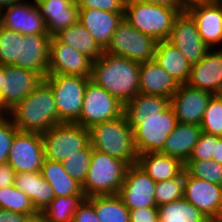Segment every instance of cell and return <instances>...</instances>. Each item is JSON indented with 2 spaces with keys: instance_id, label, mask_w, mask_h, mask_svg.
I'll return each mask as SVG.
<instances>
[{
  "instance_id": "obj_29",
  "label": "cell",
  "mask_w": 222,
  "mask_h": 222,
  "mask_svg": "<svg viewBox=\"0 0 222 222\" xmlns=\"http://www.w3.org/2000/svg\"><path fill=\"white\" fill-rule=\"evenodd\" d=\"M40 172L53 188L55 197L84 194L81 184L65 171L62 162L45 158Z\"/></svg>"
},
{
  "instance_id": "obj_22",
  "label": "cell",
  "mask_w": 222,
  "mask_h": 222,
  "mask_svg": "<svg viewBox=\"0 0 222 222\" xmlns=\"http://www.w3.org/2000/svg\"><path fill=\"white\" fill-rule=\"evenodd\" d=\"M123 19L124 13L96 9L78 11V21L89 31L103 51L109 46L113 33Z\"/></svg>"
},
{
  "instance_id": "obj_8",
  "label": "cell",
  "mask_w": 222,
  "mask_h": 222,
  "mask_svg": "<svg viewBox=\"0 0 222 222\" xmlns=\"http://www.w3.org/2000/svg\"><path fill=\"white\" fill-rule=\"evenodd\" d=\"M45 158L62 162L90 144V131L76 123H60L42 133Z\"/></svg>"
},
{
  "instance_id": "obj_46",
  "label": "cell",
  "mask_w": 222,
  "mask_h": 222,
  "mask_svg": "<svg viewBox=\"0 0 222 222\" xmlns=\"http://www.w3.org/2000/svg\"><path fill=\"white\" fill-rule=\"evenodd\" d=\"M15 175V170L8 163L0 164V188L13 185Z\"/></svg>"
},
{
  "instance_id": "obj_30",
  "label": "cell",
  "mask_w": 222,
  "mask_h": 222,
  "mask_svg": "<svg viewBox=\"0 0 222 222\" xmlns=\"http://www.w3.org/2000/svg\"><path fill=\"white\" fill-rule=\"evenodd\" d=\"M62 43H65L75 50L85 54L93 61L102 56L104 51L96 43L89 31L77 21L55 35Z\"/></svg>"
},
{
  "instance_id": "obj_26",
  "label": "cell",
  "mask_w": 222,
  "mask_h": 222,
  "mask_svg": "<svg viewBox=\"0 0 222 222\" xmlns=\"http://www.w3.org/2000/svg\"><path fill=\"white\" fill-rule=\"evenodd\" d=\"M14 185L31 199L39 214L55 198L53 188L45 181L40 171L17 173Z\"/></svg>"
},
{
  "instance_id": "obj_49",
  "label": "cell",
  "mask_w": 222,
  "mask_h": 222,
  "mask_svg": "<svg viewBox=\"0 0 222 222\" xmlns=\"http://www.w3.org/2000/svg\"><path fill=\"white\" fill-rule=\"evenodd\" d=\"M144 3H150V4H157V5H163L170 8H180L175 0H137Z\"/></svg>"
},
{
  "instance_id": "obj_24",
  "label": "cell",
  "mask_w": 222,
  "mask_h": 222,
  "mask_svg": "<svg viewBox=\"0 0 222 222\" xmlns=\"http://www.w3.org/2000/svg\"><path fill=\"white\" fill-rule=\"evenodd\" d=\"M180 84L156 61L140 62L139 92L171 99Z\"/></svg>"
},
{
  "instance_id": "obj_55",
  "label": "cell",
  "mask_w": 222,
  "mask_h": 222,
  "mask_svg": "<svg viewBox=\"0 0 222 222\" xmlns=\"http://www.w3.org/2000/svg\"><path fill=\"white\" fill-rule=\"evenodd\" d=\"M218 2V4L220 5V7L222 8V0H216Z\"/></svg>"
},
{
  "instance_id": "obj_44",
  "label": "cell",
  "mask_w": 222,
  "mask_h": 222,
  "mask_svg": "<svg viewBox=\"0 0 222 222\" xmlns=\"http://www.w3.org/2000/svg\"><path fill=\"white\" fill-rule=\"evenodd\" d=\"M130 222H159L157 207L129 209Z\"/></svg>"
},
{
  "instance_id": "obj_39",
  "label": "cell",
  "mask_w": 222,
  "mask_h": 222,
  "mask_svg": "<svg viewBox=\"0 0 222 222\" xmlns=\"http://www.w3.org/2000/svg\"><path fill=\"white\" fill-rule=\"evenodd\" d=\"M92 150L93 148L89 144L85 149L77 151V154L62 161L65 171L81 185L89 169Z\"/></svg>"
},
{
  "instance_id": "obj_11",
  "label": "cell",
  "mask_w": 222,
  "mask_h": 222,
  "mask_svg": "<svg viewBox=\"0 0 222 222\" xmlns=\"http://www.w3.org/2000/svg\"><path fill=\"white\" fill-rule=\"evenodd\" d=\"M44 159L42 134L18 130L12 141L7 162L15 173L41 171Z\"/></svg>"
},
{
  "instance_id": "obj_13",
  "label": "cell",
  "mask_w": 222,
  "mask_h": 222,
  "mask_svg": "<svg viewBox=\"0 0 222 222\" xmlns=\"http://www.w3.org/2000/svg\"><path fill=\"white\" fill-rule=\"evenodd\" d=\"M93 60L52 36L49 45L48 75L91 78Z\"/></svg>"
},
{
  "instance_id": "obj_48",
  "label": "cell",
  "mask_w": 222,
  "mask_h": 222,
  "mask_svg": "<svg viewBox=\"0 0 222 222\" xmlns=\"http://www.w3.org/2000/svg\"><path fill=\"white\" fill-rule=\"evenodd\" d=\"M176 4L183 10L187 11L189 8L199 5L201 3H205L211 0H175Z\"/></svg>"
},
{
  "instance_id": "obj_45",
  "label": "cell",
  "mask_w": 222,
  "mask_h": 222,
  "mask_svg": "<svg viewBox=\"0 0 222 222\" xmlns=\"http://www.w3.org/2000/svg\"><path fill=\"white\" fill-rule=\"evenodd\" d=\"M72 222H100L93 205L85 199L74 213Z\"/></svg>"
},
{
  "instance_id": "obj_6",
  "label": "cell",
  "mask_w": 222,
  "mask_h": 222,
  "mask_svg": "<svg viewBox=\"0 0 222 222\" xmlns=\"http://www.w3.org/2000/svg\"><path fill=\"white\" fill-rule=\"evenodd\" d=\"M127 119L133 129L134 144L138 155L160 153L168 136L178 123L171 105L158 116L127 117Z\"/></svg>"
},
{
  "instance_id": "obj_51",
  "label": "cell",
  "mask_w": 222,
  "mask_h": 222,
  "mask_svg": "<svg viewBox=\"0 0 222 222\" xmlns=\"http://www.w3.org/2000/svg\"><path fill=\"white\" fill-rule=\"evenodd\" d=\"M21 1H23V0H0V11L8 8L9 6H11L15 3H19Z\"/></svg>"
},
{
  "instance_id": "obj_3",
  "label": "cell",
  "mask_w": 222,
  "mask_h": 222,
  "mask_svg": "<svg viewBox=\"0 0 222 222\" xmlns=\"http://www.w3.org/2000/svg\"><path fill=\"white\" fill-rule=\"evenodd\" d=\"M90 145L94 150L124 161L128 166L137 163L133 129L126 115L96 124L90 129Z\"/></svg>"
},
{
  "instance_id": "obj_43",
  "label": "cell",
  "mask_w": 222,
  "mask_h": 222,
  "mask_svg": "<svg viewBox=\"0 0 222 222\" xmlns=\"http://www.w3.org/2000/svg\"><path fill=\"white\" fill-rule=\"evenodd\" d=\"M78 10L96 9L124 13L126 0H75Z\"/></svg>"
},
{
  "instance_id": "obj_47",
  "label": "cell",
  "mask_w": 222,
  "mask_h": 222,
  "mask_svg": "<svg viewBox=\"0 0 222 222\" xmlns=\"http://www.w3.org/2000/svg\"><path fill=\"white\" fill-rule=\"evenodd\" d=\"M29 216L0 208V222H28Z\"/></svg>"
},
{
  "instance_id": "obj_21",
  "label": "cell",
  "mask_w": 222,
  "mask_h": 222,
  "mask_svg": "<svg viewBox=\"0 0 222 222\" xmlns=\"http://www.w3.org/2000/svg\"><path fill=\"white\" fill-rule=\"evenodd\" d=\"M187 12L195 20L203 42L210 49L222 44V8L216 0L195 5Z\"/></svg>"
},
{
  "instance_id": "obj_1",
  "label": "cell",
  "mask_w": 222,
  "mask_h": 222,
  "mask_svg": "<svg viewBox=\"0 0 222 222\" xmlns=\"http://www.w3.org/2000/svg\"><path fill=\"white\" fill-rule=\"evenodd\" d=\"M140 62L108 53L93 61L91 80L122 105L139 93Z\"/></svg>"
},
{
  "instance_id": "obj_27",
  "label": "cell",
  "mask_w": 222,
  "mask_h": 222,
  "mask_svg": "<svg viewBox=\"0 0 222 222\" xmlns=\"http://www.w3.org/2000/svg\"><path fill=\"white\" fill-rule=\"evenodd\" d=\"M137 164L157 183L178 177L184 164L177 158L162 153H144L138 156Z\"/></svg>"
},
{
  "instance_id": "obj_16",
  "label": "cell",
  "mask_w": 222,
  "mask_h": 222,
  "mask_svg": "<svg viewBox=\"0 0 222 222\" xmlns=\"http://www.w3.org/2000/svg\"><path fill=\"white\" fill-rule=\"evenodd\" d=\"M156 182L136 163L128 166L118 195L128 209L157 207Z\"/></svg>"
},
{
  "instance_id": "obj_17",
  "label": "cell",
  "mask_w": 222,
  "mask_h": 222,
  "mask_svg": "<svg viewBox=\"0 0 222 222\" xmlns=\"http://www.w3.org/2000/svg\"><path fill=\"white\" fill-rule=\"evenodd\" d=\"M0 25L22 35L48 34L35 0L30 3L23 0L1 10Z\"/></svg>"
},
{
  "instance_id": "obj_38",
  "label": "cell",
  "mask_w": 222,
  "mask_h": 222,
  "mask_svg": "<svg viewBox=\"0 0 222 222\" xmlns=\"http://www.w3.org/2000/svg\"><path fill=\"white\" fill-rule=\"evenodd\" d=\"M185 170L176 178L157 182L155 202L157 207L184 197Z\"/></svg>"
},
{
  "instance_id": "obj_23",
  "label": "cell",
  "mask_w": 222,
  "mask_h": 222,
  "mask_svg": "<svg viewBox=\"0 0 222 222\" xmlns=\"http://www.w3.org/2000/svg\"><path fill=\"white\" fill-rule=\"evenodd\" d=\"M52 37L78 21V6L75 0H35Z\"/></svg>"
},
{
  "instance_id": "obj_42",
  "label": "cell",
  "mask_w": 222,
  "mask_h": 222,
  "mask_svg": "<svg viewBox=\"0 0 222 222\" xmlns=\"http://www.w3.org/2000/svg\"><path fill=\"white\" fill-rule=\"evenodd\" d=\"M220 138L202 132L188 160H211L212 156H215V143H218Z\"/></svg>"
},
{
  "instance_id": "obj_20",
  "label": "cell",
  "mask_w": 222,
  "mask_h": 222,
  "mask_svg": "<svg viewBox=\"0 0 222 222\" xmlns=\"http://www.w3.org/2000/svg\"><path fill=\"white\" fill-rule=\"evenodd\" d=\"M49 34H21L20 59L14 66L38 73L43 79L48 75Z\"/></svg>"
},
{
  "instance_id": "obj_33",
  "label": "cell",
  "mask_w": 222,
  "mask_h": 222,
  "mask_svg": "<svg viewBox=\"0 0 222 222\" xmlns=\"http://www.w3.org/2000/svg\"><path fill=\"white\" fill-rule=\"evenodd\" d=\"M157 208L159 222H210L193 204L184 198Z\"/></svg>"
},
{
  "instance_id": "obj_28",
  "label": "cell",
  "mask_w": 222,
  "mask_h": 222,
  "mask_svg": "<svg viewBox=\"0 0 222 222\" xmlns=\"http://www.w3.org/2000/svg\"><path fill=\"white\" fill-rule=\"evenodd\" d=\"M154 60L180 85L186 84L192 65L171 42L163 40L157 43Z\"/></svg>"
},
{
  "instance_id": "obj_34",
  "label": "cell",
  "mask_w": 222,
  "mask_h": 222,
  "mask_svg": "<svg viewBox=\"0 0 222 222\" xmlns=\"http://www.w3.org/2000/svg\"><path fill=\"white\" fill-rule=\"evenodd\" d=\"M169 105V98L139 92L124 106V114L126 117L158 116Z\"/></svg>"
},
{
  "instance_id": "obj_52",
  "label": "cell",
  "mask_w": 222,
  "mask_h": 222,
  "mask_svg": "<svg viewBox=\"0 0 222 222\" xmlns=\"http://www.w3.org/2000/svg\"><path fill=\"white\" fill-rule=\"evenodd\" d=\"M4 81H5L4 66H1V65H0V93H1L2 86H3Z\"/></svg>"
},
{
  "instance_id": "obj_4",
  "label": "cell",
  "mask_w": 222,
  "mask_h": 222,
  "mask_svg": "<svg viewBox=\"0 0 222 222\" xmlns=\"http://www.w3.org/2000/svg\"><path fill=\"white\" fill-rule=\"evenodd\" d=\"M182 11L181 8L126 0L124 19L141 33L159 42L169 38L174 20Z\"/></svg>"
},
{
  "instance_id": "obj_54",
  "label": "cell",
  "mask_w": 222,
  "mask_h": 222,
  "mask_svg": "<svg viewBox=\"0 0 222 222\" xmlns=\"http://www.w3.org/2000/svg\"><path fill=\"white\" fill-rule=\"evenodd\" d=\"M215 96L220 100V102L222 104V91L216 93Z\"/></svg>"
},
{
  "instance_id": "obj_32",
  "label": "cell",
  "mask_w": 222,
  "mask_h": 222,
  "mask_svg": "<svg viewBox=\"0 0 222 222\" xmlns=\"http://www.w3.org/2000/svg\"><path fill=\"white\" fill-rule=\"evenodd\" d=\"M85 199V194L55 197L40 216L45 222H72L74 213Z\"/></svg>"
},
{
  "instance_id": "obj_9",
  "label": "cell",
  "mask_w": 222,
  "mask_h": 222,
  "mask_svg": "<svg viewBox=\"0 0 222 222\" xmlns=\"http://www.w3.org/2000/svg\"><path fill=\"white\" fill-rule=\"evenodd\" d=\"M157 43L154 38L141 33L123 19L104 52L133 61L146 62L154 59Z\"/></svg>"
},
{
  "instance_id": "obj_41",
  "label": "cell",
  "mask_w": 222,
  "mask_h": 222,
  "mask_svg": "<svg viewBox=\"0 0 222 222\" xmlns=\"http://www.w3.org/2000/svg\"><path fill=\"white\" fill-rule=\"evenodd\" d=\"M17 131L10 117L0 113V164L8 162L10 147Z\"/></svg>"
},
{
  "instance_id": "obj_15",
  "label": "cell",
  "mask_w": 222,
  "mask_h": 222,
  "mask_svg": "<svg viewBox=\"0 0 222 222\" xmlns=\"http://www.w3.org/2000/svg\"><path fill=\"white\" fill-rule=\"evenodd\" d=\"M4 76L5 81L0 93V113L4 114L44 81L38 73L14 65L4 66Z\"/></svg>"
},
{
  "instance_id": "obj_37",
  "label": "cell",
  "mask_w": 222,
  "mask_h": 222,
  "mask_svg": "<svg viewBox=\"0 0 222 222\" xmlns=\"http://www.w3.org/2000/svg\"><path fill=\"white\" fill-rule=\"evenodd\" d=\"M21 34L0 25V65H14L20 59Z\"/></svg>"
},
{
  "instance_id": "obj_7",
  "label": "cell",
  "mask_w": 222,
  "mask_h": 222,
  "mask_svg": "<svg viewBox=\"0 0 222 222\" xmlns=\"http://www.w3.org/2000/svg\"><path fill=\"white\" fill-rule=\"evenodd\" d=\"M90 78L73 75H47L58 111V124L76 123L82 112L84 92Z\"/></svg>"
},
{
  "instance_id": "obj_10",
  "label": "cell",
  "mask_w": 222,
  "mask_h": 222,
  "mask_svg": "<svg viewBox=\"0 0 222 222\" xmlns=\"http://www.w3.org/2000/svg\"><path fill=\"white\" fill-rule=\"evenodd\" d=\"M123 113L124 105L89 79L84 92L82 112L76 124L90 129L96 124L120 117Z\"/></svg>"
},
{
  "instance_id": "obj_2",
  "label": "cell",
  "mask_w": 222,
  "mask_h": 222,
  "mask_svg": "<svg viewBox=\"0 0 222 222\" xmlns=\"http://www.w3.org/2000/svg\"><path fill=\"white\" fill-rule=\"evenodd\" d=\"M6 114L20 131L42 134L58 124L54 95L45 81Z\"/></svg>"
},
{
  "instance_id": "obj_19",
  "label": "cell",
  "mask_w": 222,
  "mask_h": 222,
  "mask_svg": "<svg viewBox=\"0 0 222 222\" xmlns=\"http://www.w3.org/2000/svg\"><path fill=\"white\" fill-rule=\"evenodd\" d=\"M187 85L215 95L222 91V48L210 49L191 66Z\"/></svg>"
},
{
  "instance_id": "obj_53",
  "label": "cell",
  "mask_w": 222,
  "mask_h": 222,
  "mask_svg": "<svg viewBox=\"0 0 222 222\" xmlns=\"http://www.w3.org/2000/svg\"><path fill=\"white\" fill-rule=\"evenodd\" d=\"M28 222H45V220L39 215L37 217H34V218H30L28 220Z\"/></svg>"
},
{
  "instance_id": "obj_12",
  "label": "cell",
  "mask_w": 222,
  "mask_h": 222,
  "mask_svg": "<svg viewBox=\"0 0 222 222\" xmlns=\"http://www.w3.org/2000/svg\"><path fill=\"white\" fill-rule=\"evenodd\" d=\"M210 222L222 219V186L190 176L185 171L184 197Z\"/></svg>"
},
{
  "instance_id": "obj_40",
  "label": "cell",
  "mask_w": 222,
  "mask_h": 222,
  "mask_svg": "<svg viewBox=\"0 0 222 222\" xmlns=\"http://www.w3.org/2000/svg\"><path fill=\"white\" fill-rule=\"evenodd\" d=\"M200 127L204 133L222 137V104L215 95L208 102Z\"/></svg>"
},
{
  "instance_id": "obj_35",
  "label": "cell",
  "mask_w": 222,
  "mask_h": 222,
  "mask_svg": "<svg viewBox=\"0 0 222 222\" xmlns=\"http://www.w3.org/2000/svg\"><path fill=\"white\" fill-rule=\"evenodd\" d=\"M0 208L25 214L30 218L40 215L35 210L31 199L14 184L0 188Z\"/></svg>"
},
{
  "instance_id": "obj_5",
  "label": "cell",
  "mask_w": 222,
  "mask_h": 222,
  "mask_svg": "<svg viewBox=\"0 0 222 222\" xmlns=\"http://www.w3.org/2000/svg\"><path fill=\"white\" fill-rule=\"evenodd\" d=\"M127 169L124 161L93 149L89 169L81 185L86 198L118 194Z\"/></svg>"
},
{
  "instance_id": "obj_14",
  "label": "cell",
  "mask_w": 222,
  "mask_h": 222,
  "mask_svg": "<svg viewBox=\"0 0 222 222\" xmlns=\"http://www.w3.org/2000/svg\"><path fill=\"white\" fill-rule=\"evenodd\" d=\"M167 40L191 65L198 63L210 50L203 42L195 20L187 11L180 12L176 17Z\"/></svg>"
},
{
  "instance_id": "obj_31",
  "label": "cell",
  "mask_w": 222,
  "mask_h": 222,
  "mask_svg": "<svg viewBox=\"0 0 222 222\" xmlns=\"http://www.w3.org/2000/svg\"><path fill=\"white\" fill-rule=\"evenodd\" d=\"M94 207L100 222H130L129 209L118 194L86 198Z\"/></svg>"
},
{
  "instance_id": "obj_50",
  "label": "cell",
  "mask_w": 222,
  "mask_h": 222,
  "mask_svg": "<svg viewBox=\"0 0 222 222\" xmlns=\"http://www.w3.org/2000/svg\"><path fill=\"white\" fill-rule=\"evenodd\" d=\"M212 159L222 164V137L218 140V143H215V156H212Z\"/></svg>"
},
{
  "instance_id": "obj_36",
  "label": "cell",
  "mask_w": 222,
  "mask_h": 222,
  "mask_svg": "<svg viewBox=\"0 0 222 222\" xmlns=\"http://www.w3.org/2000/svg\"><path fill=\"white\" fill-rule=\"evenodd\" d=\"M184 170L196 178L222 186V164L211 160H188Z\"/></svg>"
},
{
  "instance_id": "obj_18",
  "label": "cell",
  "mask_w": 222,
  "mask_h": 222,
  "mask_svg": "<svg viewBox=\"0 0 222 222\" xmlns=\"http://www.w3.org/2000/svg\"><path fill=\"white\" fill-rule=\"evenodd\" d=\"M213 94L181 84L171 96L170 105L173 107L177 122L200 125L208 102Z\"/></svg>"
},
{
  "instance_id": "obj_25",
  "label": "cell",
  "mask_w": 222,
  "mask_h": 222,
  "mask_svg": "<svg viewBox=\"0 0 222 222\" xmlns=\"http://www.w3.org/2000/svg\"><path fill=\"white\" fill-rule=\"evenodd\" d=\"M202 129L198 124L177 123L173 132L168 136L163 150L160 152L179 159L185 164L198 142Z\"/></svg>"
}]
</instances>
